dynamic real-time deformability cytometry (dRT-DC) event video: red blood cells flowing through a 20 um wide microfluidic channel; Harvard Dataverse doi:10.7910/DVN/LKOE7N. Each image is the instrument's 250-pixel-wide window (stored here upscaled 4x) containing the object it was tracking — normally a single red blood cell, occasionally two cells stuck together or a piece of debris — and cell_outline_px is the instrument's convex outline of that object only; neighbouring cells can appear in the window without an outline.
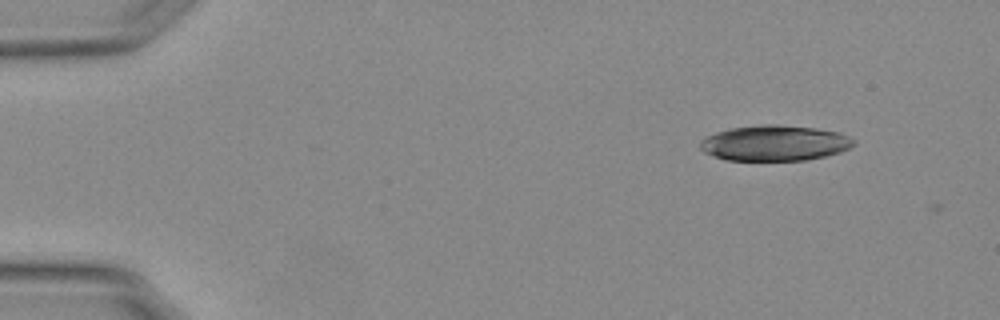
{"species": "Egyptian fruit bat (a non-hibernating species)", "species_latin": "Rousettus aegyptiacus", "temperature_condition": "warm", "stored_images_in_passage": 4, "camera_frame_rate_fps": 3000, "um_per_image_px": 0.085, "animal": {"sex": "female"}, "frame": {"image": 1, "passage_image": 2, "time_ms": 0.333, "image_size_px": [1000, 320], "cell_outline_px": [[856, 144], [840, 152], [808, 160], [724, 160], [712, 156], [704, 152], [700, 148], [700, 140], [716, 132], [732, 128], [764, 124], [776, 124], [816, 128], [840, 132], [856, 140]], "centroid_in_image_um": [65.86, 12.16], "position_along_channel_um": 19.1, "area_um2": 31.91}}